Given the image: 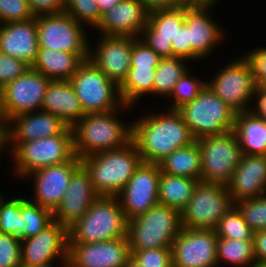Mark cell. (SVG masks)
Listing matches in <instances>:
<instances>
[{
	"instance_id": "4",
	"label": "cell",
	"mask_w": 266,
	"mask_h": 267,
	"mask_svg": "<svg viewBox=\"0 0 266 267\" xmlns=\"http://www.w3.org/2000/svg\"><path fill=\"white\" fill-rule=\"evenodd\" d=\"M7 152L16 178L23 180L33 171L70 161L74 156L73 130L66 127L60 134L28 142H7Z\"/></svg>"
},
{
	"instance_id": "50",
	"label": "cell",
	"mask_w": 266,
	"mask_h": 267,
	"mask_svg": "<svg viewBox=\"0 0 266 267\" xmlns=\"http://www.w3.org/2000/svg\"><path fill=\"white\" fill-rule=\"evenodd\" d=\"M252 103L254 104L249 111L266 121V89L261 85L257 86Z\"/></svg>"
},
{
	"instance_id": "44",
	"label": "cell",
	"mask_w": 266,
	"mask_h": 267,
	"mask_svg": "<svg viewBox=\"0 0 266 267\" xmlns=\"http://www.w3.org/2000/svg\"><path fill=\"white\" fill-rule=\"evenodd\" d=\"M29 67L24 61L0 52V89L21 76Z\"/></svg>"
},
{
	"instance_id": "41",
	"label": "cell",
	"mask_w": 266,
	"mask_h": 267,
	"mask_svg": "<svg viewBox=\"0 0 266 267\" xmlns=\"http://www.w3.org/2000/svg\"><path fill=\"white\" fill-rule=\"evenodd\" d=\"M35 18L27 0H0V24Z\"/></svg>"
},
{
	"instance_id": "52",
	"label": "cell",
	"mask_w": 266,
	"mask_h": 267,
	"mask_svg": "<svg viewBox=\"0 0 266 267\" xmlns=\"http://www.w3.org/2000/svg\"><path fill=\"white\" fill-rule=\"evenodd\" d=\"M220 0H181L183 7H213L214 9Z\"/></svg>"
},
{
	"instance_id": "21",
	"label": "cell",
	"mask_w": 266,
	"mask_h": 267,
	"mask_svg": "<svg viewBox=\"0 0 266 267\" xmlns=\"http://www.w3.org/2000/svg\"><path fill=\"white\" fill-rule=\"evenodd\" d=\"M98 197L89 173L81 165L71 176L64 196L53 211V220L68 229L89 210Z\"/></svg>"
},
{
	"instance_id": "51",
	"label": "cell",
	"mask_w": 266,
	"mask_h": 267,
	"mask_svg": "<svg viewBox=\"0 0 266 267\" xmlns=\"http://www.w3.org/2000/svg\"><path fill=\"white\" fill-rule=\"evenodd\" d=\"M151 12L154 10L177 9L182 7L181 0H139Z\"/></svg>"
},
{
	"instance_id": "26",
	"label": "cell",
	"mask_w": 266,
	"mask_h": 267,
	"mask_svg": "<svg viewBox=\"0 0 266 267\" xmlns=\"http://www.w3.org/2000/svg\"><path fill=\"white\" fill-rule=\"evenodd\" d=\"M67 125L42 110L14 116L6 123L7 142H28L60 134Z\"/></svg>"
},
{
	"instance_id": "32",
	"label": "cell",
	"mask_w": 266,
	"mask_h": 267,
	"mask_svg": "<svg viewBox=\"0 0 266 267\" xmlns=\"http://www.w3.org/2000/svg\"><path fill=\"white\" fill-rule=\"evenodd\" d=\"M198 180L160 173L158 201L159 204L175 208L180 212L189 202Z\"/></svg>"
},
{
	"instance_id": "30",
	"label": "cell",
	"mask_w": 266,
	"mask_h": 267,
	"mask_svg": "<svg viewBox=\"0 0 266 267\" xmlns=\"http://www.w3.org/2000/svg\"><path fill=\"white\" fill-rule=\"evenodd\" d=\"M158 166L162 173L189 177L200 181L201 179V154L197 140L192 144L179 148L164 157Z\"/></svg>"
},
{
	"instance_id": "15",
	"label": "cell",
	"mask_w": 266,
	"mask_h": 267,
	"mask_svg": "<svg viewBox=\"0 0 266 267\" xmlns=\"http://www.w3.org/2000/svg\"><path fill=\"white\" fill-rule=\"evenodd\" d=\"M217 240L215 230L182 228L171 247L173 267H218Z\"/></svg>"
},
{
	"instance_id": "27",
	"label": "cell",
	"mask_w": 266,
	"mask_h": 267,
	"mask_svg": "<svg viewBox=\"0 0 266 267\" xmlns=\"http://www.w3.org/2000/svg\"><path fill=\"white\" fill-rule=\"evenodd\" d=\"M41 110L58 116L71 128L86 114L69 80L49 82Z\"/></svg>"
},
{
	"instance_id": "6",
	"label": "cell",
	"mask_w": 266,
	"mask_h": 267,
	"mask_svg": "<svg viewBox=\"0 0 266 267\" xmlns=\"http://www.w3.org/2000/svg\"><path fill=\"white\" fill-rule=\"evenodd\" d=\"M181 229L180 211L157 204L128 220L126 236L131 250L171 248Z\"/></svg>"
},
{
	"instance_id": "19",
	"label": "cell",
	"mask_w": 266,
	"mask_h": 267,
	"mask_svg": "<svg viewBox=\"0 0 266 267\" xmlns=\"http://www.w3.org/2000/svg\"><path fill=\"white\" fill-rule=\"evenodd\" d=\"M69 267H125L132 256L126 237L97 243H68Z\"/></svg>"
},
{
	"instance_id": "33",
	"label": "cell",
	"mask_w": 266,
	"mask_h": 267,
	"mask_svg": "<svg viewBox=\"0 0 266 267\" xmlns=\"http://www.w3.org/2000/svg\"><path fill=\"white\" fill-rule=\"evenodd\" d=\"M189 61L180 57L160 58L154 78V97L167 99L177 81L191 67Z\"/></svg>"
},
{
	"instance_id": "59",
	"label": "cell",
	"mask_w": 266,
	"mask_h": 267,
	"mask_svg": "<svg viewBox=\"0 0 266 267\" xmlns=\"http://www.w3.org/2000/svg\"><path fill=\"white\" fill-rule=\"evenodd\" d=\"M7 150H0V159L2 158L3 156V153L5 152L6 153Z\"/></svg>"
},
{
	"instance_id": "22",
	"label": "cell",
	"mask_w": 266,
	"mask_h": 267,
	"mask_svg": "<svg viewBox=\"0 0 266 267\" xmlns=\"http://www.w3.org/2000/svg\"><path fill=\"white\" fill-rule=\"evenodd\" d=\"M149 11L139 0H121L102 15L94 29L98 35L140 38L148 23Z\"/></svg>"
},
{
	"instance_id": "10",
	"label": "cell",
	"mask_w": 266,
	"mask_h": 267,
	"mask_svg": "<svg viewBox=\"0 0 266 267\" xmlns=\"http://www.w3.org/2000/svg\"><path fill=\"white\" fill-rule=\"evenodd\" d=\"M218 67L206 84L236 113L249 111L258 85L248 62L239 55Z\"/></svg>"
},
{
	"instance_id": "43",
	"label": "cell",
	"mask_w": 266,
	"mask_h": 267,
	"mask_svg": "<svg viewBox=\"0 0 266 267\" xmlns=\"http://www.w3.org/2000/svg\"><path fill=\"white\" fill-rule=\"evenodd\" d=\"M21 242L17 237L0 233V267L21 266Z\"/></svg>"
},
{
	"instance_id": "25",
	"label": "cell",
	"mask_w": 266,
	"mask_h": 267,
	"mask_svg": "<svg viewBox=\"0 0 266 267\" xmlns=\"http://www.w3.org/2000/svg\"><path fill=\"white\" fill-rule=\"evenodd\" d=\"M36 18L0 24V52L32 67L38 56Z\"/></svg>"
},
{
	"instance_id": "17",
	"label": "cell",
	"mask_w": 266,
	"mask_h": 267,
	"mask_svg": "<svg viewBox=\"0 0 266 267\" xmlns=\"http://www.w3.org/2000/svg\"><path fill=\"white\" fill-rule=\"evenodd\" d=\"M96 39L90 43L89 59L120 86L131 67L134 37L100 35Z\"/></svg>"
},
{
	"instance_id": "57",
	"label": "cell",
	"mask_w": 266,
	"mask_h": 267,
	"mask_svg": "<svg viewBox=\"0 0 266 267\" xmlns=\"http://www.w3.org/2000/svg\"><path fill=\"white\" fill-rule=\"evenodd\" d=\"M252 267H266V265L265 264H254Z\"/></svg>"
},
{
	"instance_id": "40",
	"label": "cell",
	"mask_w": 266,
	"mask_h": 267,
	"mask_svg": "<svg viewBox=\"0 0 266 267\" xmlns=\"http://www.w3.org/2000/svg\"><path fill=\"white\" fill-rule=\"evenodd\" d=\"M78 23L93 30L100 23L102 15L96 4V0H66L65 11Z\"/></svg>"
},
{
	"instance_id": "47",
	"label": "cell",
	"mask_w": 266,
	"mask_h": 267,
	"mask_svg": "<svg viewBox=\"0 0 266 267\" xmlns=\"http://www.w3.org/2000/svg\"><path fill=\"white\" fill-rule=\"evenodd\" d=\"M173 57H180L191 63V42L189 37V27L186 23L177 31L171 40Z\"/></svg>"
},
{
	"instance_id": "48",
	"label": "cell",
	"mask_w": 266,
	"mask_h": 267,
	"mask_svg": "<svg viewBox=\"0 0 266 267\" xmlns=\"http://www.w3.org/2000/svg\"><path fill=\"white\" fill-rule=\"evenodd\" d=\"M34 16L57 14L65 11L66 0H27Z\"/></svg>"
},
{
	"instance_id": "5",
	"label": "cell",
	"mask_w": 266,
	"mask_h": 267,
	"mask_svg": "<svg viewBox=\"0 0 266 267\" xmlns=\"http://www.w3.org/2000/svg\"><path fill=\"white\" fill-rule=\"evenodd\" d=\"M128 220L116 196H99L68 228V243H97L126 237Z\"/></svg>"
},
{
	"instance_id": "14",
	"label": "cell",
	"mask_w": 266,
	"mask_h": 267,
	"mask_svg": "<svg viewBox=\"0 0 266 267\" xmlns=\"http://www.w3.org/2000/svg\"><path fill=\"white\" fill-rule=\"evenodd\" d=\"M160 173L158 164L142 162L125 187L116 195L127 220L146 213L159 204Z\"/></svg>"
},
{
	"instance_id": "42",
	"label": "cell",
	"mask_w": 266,
	"mask_h": 267,
	"mask_svg": "<svg viewBox=\"0 0 266 267\" xmlns=\"http://www.w3.org/2000/svg\"><path fill=\"white\" fill-rule=\"evenodd\" d=\"M131 253L144 267H173L172 248L131 250Z\"/></svg>"
},
{
	"instance_id": "8",
	"label": "cell",
	"mask_w": 266,
	"mask_h": 267,
	"mask_svg": "<svg viewBox=\"0 0 266 267\" xmlns=\"http://www.w3.org/2000/svg\"><path fill=\"white\" fill-rule=\"evenodd\" d=\"M84 112L99 113L121 108L119 86L90 59L85 60L69 80Z\"/></svg>"
},
{
	"instance_id": "24",
	"label": "cell",
	"mask_w": 266,
	"mask_h": 267,
	"mask_svg": "<svg viewBox=\"0 0 266 267\" xmlns=\"http://www.w3.org/2000/svg\"><path fill=\"white\" fill-rule=\"evenodd\" d=\"M185 23L184 7L149 12L140 39L161 58L173 57L171 40Z\"/></svg>"
},
{
	"instance_id": "35",
	"label": "cell",
	"mask_w": 266,
	"mask_h": 267,
	"mask_svg": "<svg viewBox=\"0 0 266 267\" xmlns=\"http://www.w3.org/2000/svg\"><path fill=\"white\" fill-rule=\"evenodd\" d=\"M22 228L17 237L23 242L38 235L46 226L53 221V212L21 196Z\"/></svg>"
},
{
	"instance_id": "1",
	"label": "cell",
	"mask_w": 266,
	"mask_h": 267,
	"mask_svg": "<svg viewBox=\"0 0 266 267\" xmlns=\"http://www.w3.org/2000/svg\"><path fill=\"white\" fill-rule=\"evenodd\" d=\"M149 112L131 121V141L143 162L158 164L175 150L196 141L177 110Z\"/></svg>"
},
{
	"instance_id": "55",
	"label": "cell",
	"mask_w": 266,
	"mask_h": 267,
	"mask_svg": "<svg viewBox=\"0 0 266 267\" xmlns=\"http://www.w3.org/2000/svg\"><path fill=\"white\" fill-rule=\"evenodd\" d=\"M59 266L69 267V263L68 262H56V263H48V264L21 265L20 267H59Z\"/></svg>"
},
{
	"instance_id": "29",
	"label": "cell",
	"mask_w": 266,
	"mask_h": 267,
	"mask_svg": "<svg viewBox=\"0 0 266 267\" xmlns=\"http://www.w3.org/2000/svg\"><path fill=\"white\" fill-rule=\"evenodd\" d=\"M243 154L266 155V121L251 111L236 114L234 130Z\"/></svg>"
},
{
	"instance_id": "9",
	"label": "cell",
	"mask_w": 266,
	"mask_h": 267,
	"mask_svg": "<svg viewBox=\"0 0 266 267\" xmlns=\"http://www.w3.org/2000/svg\"><path fill=\"white\" fill-rule=\"evenodd\" d=\"M233 205L226 185L199 181L189 202L180 212L182 228L215 230Z\"/></svg>"
},
{
	"instance_id": "23",
	"label": "cell",
	"mask_w": 266,
	"mask_h": 267,
	"mask_svg": "<svg viewBox=\"0 0 266 267\" xmlns=\"http://www.w3.org/2000/svg\"><path fill=\"white\" fill-rule=\"evenodd\" d=\"M226 188L234 204L266 194V155L243 154Z\"/></svg>"
},
{
	"instance_id": "2",
	"label": "cell",
	"mask_w": 266,
	"mask_h": 267,
	"mask_svg": "<svg viewBox=\"0 0 266 267\" xmlns=\"http://www.w3.org/2000/svg\"><path fill=\"white\" fill-rule=\"evenodd\" d=\"M132 109L131 106L123 105L108 112L85 114L72 127L75 155L83 159L98 152L120 149L129 143L131 121L127 123L121 117L124 112L129 115Z\"/></svg>"
},
{
	"instance_id": "37",
	"label": "cell",
	"mask_w": 266,
	"mask_h": 267,
	"mask_svg": "<svg viewBox=\"0 0 266 267\" xmlns=\"http://www.w3.org/2000/svg\"><path fill=\"white\" fill-rule=\"evenodd\" d=\"M215 231L217 237L253 241L254 232L244 221L243 215L235 205L220 219Z\"/></svg>"
},
{
	"instance_id": "28",
	"label": "cell",
	"mask_w": 266,
	"mask_h": 267,
	"mask_svg": "<svg viewBox=\"0 0 266 267\" xmlns=\"http://www.w3.org/2000/svg\"><path fill=\"white\" fill-rule=\"evenodd\" d=\"M84 61L80 54L39 48L32 68L50 80H70Z\"/></svg>"
},
{
	"instance_id": "12",
	"label": "cell",
	"mask_w": 266,
	"mask_h": 267,
	"mask_svg": "<svg viewBox=\"0 0 266 267\" xmlns=\"http://www.w3.org/2000/svg\"><path fill=\"white\" fill-rule=\"evenodd\" d=\"M201 154V182L226 185L242 158L234 131L197 139Z\"/></svg>"
},
{
	"instance_id": "18",
	"label": "cell",
	"mask_w": 266,
	"mask_h": 267,
	"mask_svg": "<svg viewBox=\"0 0 266 267\" xmlns=\"http://www.w3.org/2000/svg\"><path fill=\"white\" fill-rule=\"evenodd\" d=\"M213 7H184V21L189 27L191 63L207 60L223 45L227 32L212 16ZM205 59V60H204Z\"/></svg>"
},
{
	"instance_id": "60",
	"label": "cell",
	"mask_w": 266,
	"mask_h": 267,
	"mask_svg": "<svg viewBox=\"0 0 266 267\" xmlns=\"http://www.w3.org/2000/svg\"><path fill=\"white\" fill-rule=\"evenodd\" d=\"M261 86H262L264 89H266V81H264V82L261 84Z\"/></svg>"
},
{
	"instance_id": "46",
	"label": "cell",
	"mask_w": 266,
	"mask_h": 267,
	"mask_svg": "<svg viewBox=\"0 0 266 267\" xmlns=\"http://www.w3.org/2000/svg\"><path fill=\"white\" fill-rule=\"evenodd\" d=\"M242 56L248 62L257 85L266 81V47H253Z\"/></svg>"
},
{
	"instance_id": "54",
	"label": "cell",
	"mask_w": 266,
	"mask_h": 267,
	"mask_svg": "<svg viewBox=\"0 0 266 267\" xmlns=\"http://www.w3.org/2000/svg\"><path fill=\"white\" fill-rule=\"evenodd\" d=\"M7 150L6 123H0V150Z\"/></svg>"
},
{
	"instance_id": "31",
	"label": "cell",
	"mask_w": 266,
	"mask_h": 267,
	"mask_svg": "<svg viewBox=\"0 0 266 267\" xmlns=\"http://www.w3.org/2000/svg\"><path fill=\"white\" fill-rule=\"evenodd\" d=\"M157 67H130L127 77L119 86L124 105L135 107L145 96L154 97V78Z\"/></svg>"
},
{
	"instance_id": "7",
	"label": "cell",
	"mask_w": 266,
	"mask_h": 267,
	"mask_svg": "<svg viewBox=\"0 0 266 267\" xmlns=\"http://www.w3.org/2000/svg\"><path fill=\"white\" fill-rule=\"evenodd\" d=\"M177 111L196 140L234 130L237 113L207 84L196 98L182 105Z\"/></svg>"
},
{
	"instance_id": "36",
	"label": "cell",
	"mask_w": 266,
	"mask_h": 267,
	"mask_svg": "<svg viewBox=\"0 0 266 267\" xmlns=\"http://www.w3.org/2000/svg\"><path fill=\"white\" fill-rule=\"evenodd\" d=\"M194 68L191 67L184 73V75L175 84L174 90L168 97L165 108L170 110H177L182 105L191 102L194 98L198 96L200 91L206 85V79H200L192 74ZM171 99V100H170Z\"/></svg>"
},
{
	"instance_id": "34",
	"label": "cell",
	"mask_w": 266,
	"mask_h": 267,
	"mask_svg": "<svg viewBox=\"0 0 266 267\" xmlns=\"http://www.w3.org/2000/svg\"><path fill=\"white\" fill-rule=\"evenodd\" d=\"M216 253L218 267L226 263L231 267H252L256 264L253 241L218 237Z\"/></svg>"
},
{
	"instance_id": "11",
	"label": "cell",
	"mask_w": 266,
	"mask_h": 267,
	"mask_svg": "<svg viewBox=\"0 0 266 267\" xmlns=\"http://www.w3.org/2000/svg\"><path fill=\"white\" fill-rule=\"evenodd\" d=\"M35 18L39 48L80 54L85 60L89 59L90 36L86 26L66 12Z\"/></svg>"
},
{
	"instance_id": "45",
	"label": "cell",
	"mask_w": 266,
	"mask_h": 267,
	"mask_svg": "<svg viewBox=\"0 0 266 267\" xmlns=\"http://www.w3.org/2000/svg\"><path fill=\"white\" fill-rule=\"evenodd\" d=\"M160 56L140 38H134L131 67H157Z\"/></svg>"
},
{
	"instance_id": "61",
	"label": "cell",
	"mask_w": 266,
	"mask_h": 267,
	"mask_svg": "<svg viewBox=\"0 0 266 267\" xmlns=\"http://www.w3.org/2000/svg\"><path fill=\"white\" fill-rule=\"evenodd\" d=\"M1 190V189H0ZM2 192V193H1ZM3 191H0V199H1V197L3 196Z\"/></svg>"
},
{
	"instance_id": "53",
	"label": "cell",
	"mask_w": 266,
	"mask_h": 267,
	"mask_svg": "<svg viewBox=\"0 0 266 267\" xmlns=\"http://www.w3.org/2000/svg\"><path fill=\"white\" fill-rule=\"evenodd\" d=\"M121 0H96L97 7L101 15L112 9Z\"/></svg>"
},
{
	"instance_id": "39",
	"label": "cell",
	"mask_w": 266,
	"mask_h": 267,
	"mask_svg": "<svg viewBox=\"0 0 266 267\" xmlns=\"http://www.w3.org/2000/svg\"><path fill=\"white\" fill-rule=\"evenodd\" d=\"M234 205L253 232L266 230V194L236 202Z\"/></svg>"
},
{
	"instance_id": "49",
	"label": "cell",
	"mask_w": 266,
	"mask_h": 267,
	"mask_svg": "<svg viewBox=\"0 0 266 267\" xmlns=\"http://www.w3.org/2000/svg\"><path fill=\"white\" fill-rule=\"evenodd\" d=\"M253 248L256 263L266 265V230L254 232Z\"/></svg>"
},
{
	"instance_id": "56",
	"label": "cell",
	"mask_w": 266,
	"mask_h": 267,
	"mask_svg": "<svg viewBox=\"0 0 266 267\" xmlns=\"http://www.w3.org/2000/svg\"><path fill=\"white\" fill-rule=\"evenodd\" d=\"M125 267H144L138 263L132 256L130 257L128 264Z\"/></svg>"
},
{
	"instance_id": "3",
	"label": "cell",
	"mask_w": 266,
	"mask_h": 267,
	"mask_svg": "<svg viewBox=\"0 0 266 267\" xmlns=\"http://www.w3.org/2000/svg\"><path fill=\"white\" fill-rule=\"evenodd\" d=\"M143 162L135 144L98 152L81 159L99 196H116Z\"/></svg>"
},
{
	"instance_id": "38",
	"label": "cell",
	"mask_w": 266,
	"mask_h": 267,
	"mask_svg": "<svg viewBox=\"0 0 266 267\" xmlns=\"http://www.w3.org/2000/svg\"><path fill=\"white\" fill-rule=\"evenodd\" d=\"M0 199V233L18 237L22 228L21 195ZM13 196V197H12ZM12 197V198H11Z\"/></svg>"
},
{
	"instance_id": "13",
	"label": "cell",
	"mask_w": 266,
	"mask_h": 267,
	"mask_svg": "<svg viewBox=\"0 0 266 267\" xmlns=\"http://www.w3.org/2000/svg\"><path fill=\"white\" fill-rule=\"evenodd\" d=\"M51 80L29 67L0 89V110L7 123L14 116L41 110Z\"/></svg>"
},
{
	"instance_id": "58",
	"label": "cell",
	"mask_w": 266,
	"mask_h": 267,
	"mask_svg": "<svg viewBox=\"0 0 266 267\" xmlns=\"http://www.w3.org/2000/svg\"><path fill=\"white\" fill-rule=\"evenodd\" d=\"M0 123H6L5 120L2 117L1 110H0Z\"/></svg>"
},
{
	"instance_id": "16",
	"label": "cell",
	"mask_w": 266,
	"mask_h": 267,
	"mask_svg": "<svg viewBox=\"0 0 266 267\" xmlns=\"http://www.w3.org/2000/svg\"><path fill=\"white\" fill-rule=\"evenodd\" d=\"M80 166L81 159L75 155L70 161L29 173L23 178L25 182L32 180L30 183L34 184V193L28 199L53 212L69 186L71 176Z\"/></svg>"
},
{
	"instance_id": "20",
	"label": "cell",
	"mask_w": 266,
	"mask_h": 267,
	"mask_svg": "<svg viewBox=\"0 0 266 267\" xmlns=\"http://www.w3.org/2000/svg\"><path fill=\"white\" fill-rule=\"evenodd\" d=\"M68 229L53 220L38 235L21 242V265L68 262Z\"/></svg>"
}]
</instances>
